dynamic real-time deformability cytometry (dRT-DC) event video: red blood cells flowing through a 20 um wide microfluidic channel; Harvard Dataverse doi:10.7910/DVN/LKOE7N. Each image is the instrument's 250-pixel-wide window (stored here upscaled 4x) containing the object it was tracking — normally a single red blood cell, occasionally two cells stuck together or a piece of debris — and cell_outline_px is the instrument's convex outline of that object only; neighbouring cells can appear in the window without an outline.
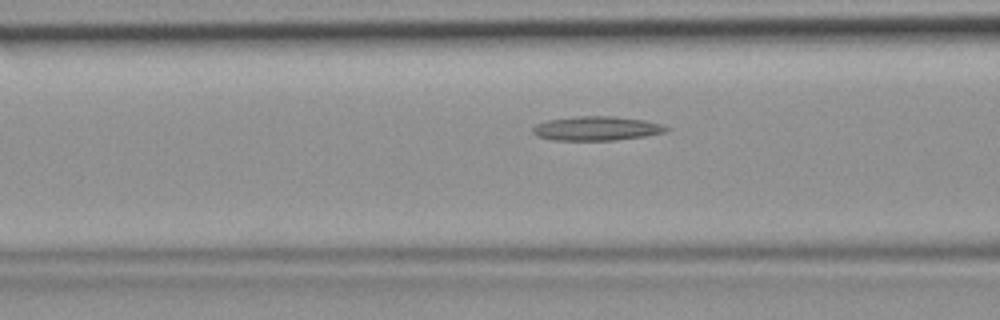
{"species": "common noctule bat (a hibernating species)", "species_latin": "Nyctalus noctula", "temperature_condition": "room temperature", "stored_images_in_passage": 46, "camera_frame_rate_fps": 3000, "um_per_image_px": 0.085, "animal": {"sex": "female", "body_mass_g": 19.9}, "frame": {"image": 1, "passage_image": 17, "time_ms": 5.333, "image_size_px": [1000, 320], "cell_outline_px": [[672, 128], [668, 132], [644, 136], [616, 140], [552, 140], [536, 136], [532, 132], [532, 128], [536, 124], [548, 120], [580, 116], [612, 116], [644, 120], [664, 124]], "centroid_in_image_um": [50.76, 10.92], "position_along_channel_um": 115.8, "area_um2": 18.96}}
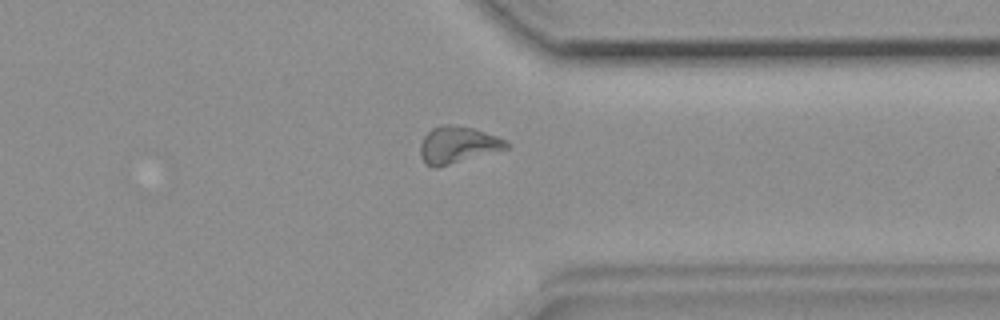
{"frame": {"image": 2, "passage_image": 35, "time_ms": 11.333, "image_size_px": [1000, 320], "cell_outline_px": [[512, 144], [508, 148], [436, 168], [432, 168], [424, 164], [420, 156], [420, 144], [424, 136], [432, 128], [444, 124], [448, 124], [472, 128], [496, 136]], "centroid_in_image_um": [38.86, 12.33], "position_along_channel_um": 372.5, "area_um2": 18.38}}
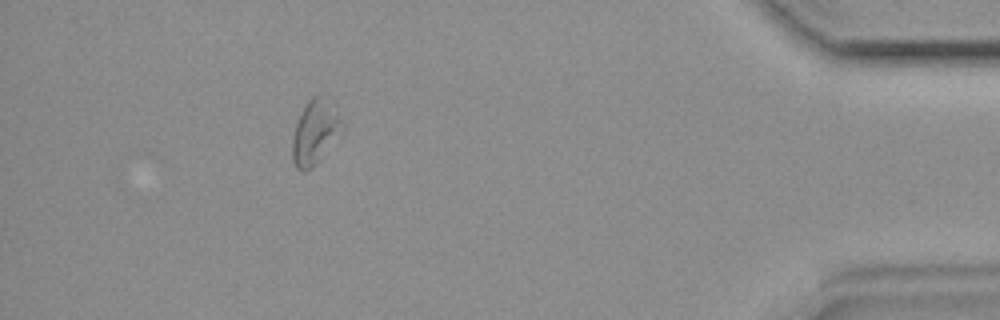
{"frame": {"image": 3, "passage_image": 41, "time_ms": 13.333, "image_size_px": [1000, 320], "cell_outline_px": [[344, 132], [316, 164], [312, 168], [304, 172], [300, 172], [296, 168], [292, 160], [292, 136], [296, 124], [304, 104], [316, 92], [328, 92], [332, 96], [336, 104], [344, 124]], "centroid_in_image_um": [26.85, 11.12], "position_along_channel_um": 408.4, "area_um2": 20.17}}